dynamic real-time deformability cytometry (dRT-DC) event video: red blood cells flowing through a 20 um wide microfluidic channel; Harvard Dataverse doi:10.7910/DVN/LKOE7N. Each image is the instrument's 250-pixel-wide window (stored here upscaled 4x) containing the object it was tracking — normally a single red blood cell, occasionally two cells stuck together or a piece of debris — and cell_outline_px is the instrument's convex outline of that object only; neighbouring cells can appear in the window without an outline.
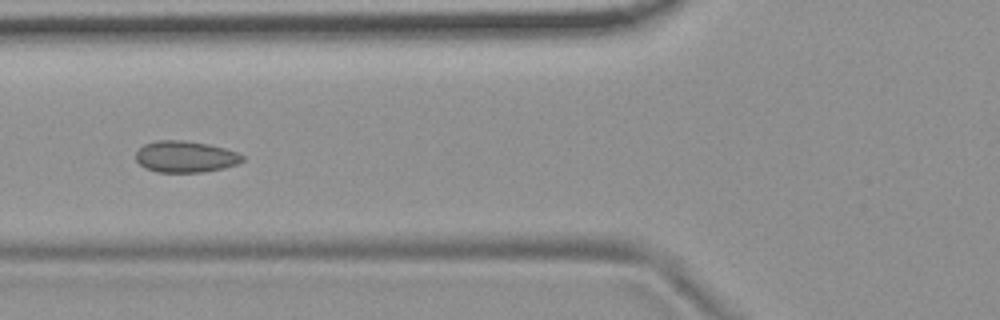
{"species": "common noctule bat (a hibernating species)", "species_latin": "Nyctalus noctula", "temperature_condition": "room temperature", "stored_images_in_passage": 6, "camera_frame_rate_fps": 3000, "um_per_image_px": 0.085, "animal": {"sex": "female", "body_mass_g": 19.9}, "frame": {"image": 1, "passage_image": 5, "time_ms": 5.333, "image_size_px": [1000, 320], "cell_outline_px": [[244, 160], [236, 164], [224, 168], [204, 172], [156, 172], [144, 168], [136, 160], [136, 152], [144, 144], [156, 140], [184, 140], [208, 144], [224, 148], [236, 152], [244, 156]], "centroid_in_image_um": [15.74, 13.32], "position_along_channel_um": 110.1, "area_um2": 19.59}}
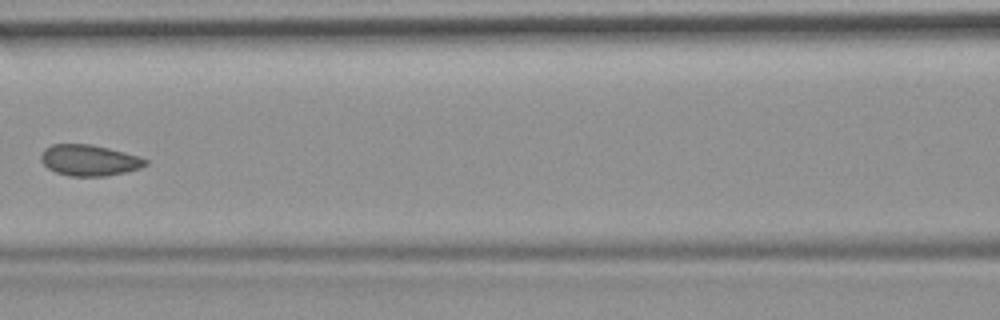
{"frame": {"image": 2, "passage_image": 6, "time_ms": 6.667, "image_size_px": [1000, 320], "cell_outline_px": [[148, 164], [140, 168], [124, 172], [104, 176], [68, 176], [56, 172], [48, 168], [40, 160], [40, 156], [44, 148], [52, 144], [92, 144], [140, 156], [148, 160]], "centroid_in_image_um": [7.57, 13.61], "position_along_channel_um": 159.0, "area_um2": 18.96}}